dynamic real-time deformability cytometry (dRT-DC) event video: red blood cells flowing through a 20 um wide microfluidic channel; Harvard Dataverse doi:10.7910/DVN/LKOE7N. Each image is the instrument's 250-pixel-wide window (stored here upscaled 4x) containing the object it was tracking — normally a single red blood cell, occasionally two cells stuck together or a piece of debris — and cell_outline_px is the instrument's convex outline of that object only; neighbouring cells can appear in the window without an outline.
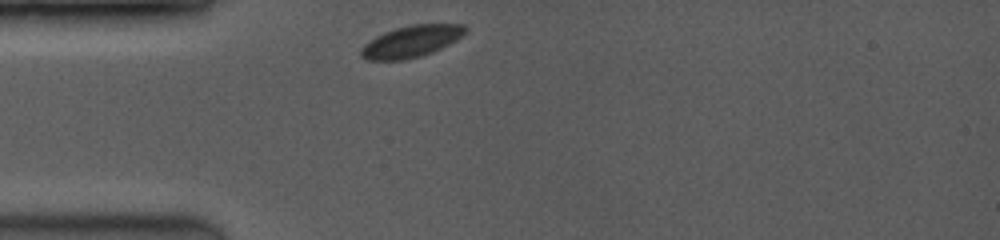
{"species": "common noctule bat (a hibernating species)", "species_latin": "Nyctalus noctula", "temperature_condition": "room temperature", "stored_images_in_passage": 35, "camera_frame_rate_fps": 3500, "um_per_image_px": 0.085, "animal": {"sex": "female", "body_mass_g": 19.0, "forearm_length_mm": 53.3}, "frame": {"image": 1, "passage_image": 1, "time_ms": 0.0, "image_size_px": [1000, 240], "cell_outline_px": [[468, 28], [464, 36], [432, 52], [420, 56], [404, 60], [368, 60], [360, 56], [360, 48], [368, 40], [384, 32], [396, 28], [412, 24], [464, 24]], "centroid_in_image_um": [34.95, 3.51], "position_along_channel_um": 50.0, "area_um2": 19.36}}
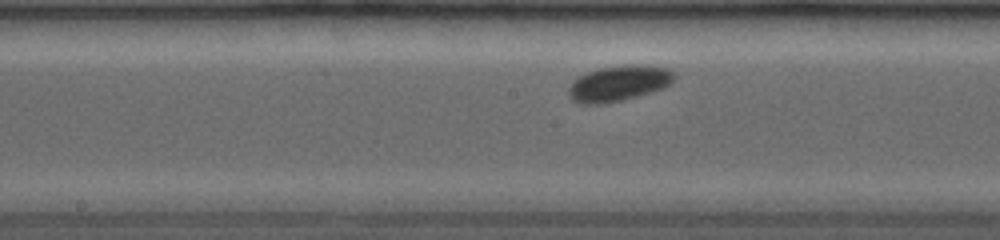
{"frame": {"image": 2, "passage_image": 15, "time_ms": 4.0, "image_size_px": [1000, 240], "cell_outline_px": [[676, 76], [672, 84], [664, 88], [636, 96], [620, 100], [600, 104], [580, 104], [572, 100], [568, 96], [568, 88], [576, 76], [596, 68], [624, 64], [648, 64], [668, 68], [676, 72]], "centroid_in_image_um": [52.61, 7.05], "position_along_channel_um": 195.6, "area_um2": 22.54}}
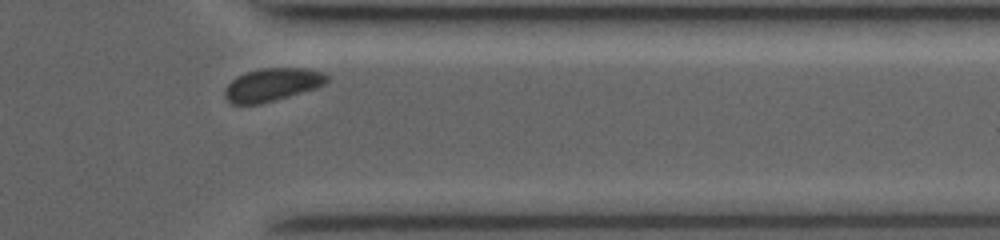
{"frame": {"image": 3, "passage_image": 32, "time_ms": 8.857, "image_size_px": [1000, 240], "cell_outline_px": [[328, 80], [324, 84], [316, 88], [260, 104], [232, 104], [224, 96], [224, 88], [236, 76], [248, 72], [264, 68], [308, 68], [320, 72], [328, 76]], "centroid_in_image_um": [23.11, 7.2], "position_along_channel_um": 388.3, "area_um2": 19.42}, "authors_computed_cell_mechanics": {"area_um2": 20.23, "velocity_mm_per_s": 3.9236, "shape_relaxation_time_tau1_ms": 0.6787, "shape_relaxation_time_tau2_ms": null, "deformation_change_tau1": 0.0472, "deformation_change_tau2": null}}